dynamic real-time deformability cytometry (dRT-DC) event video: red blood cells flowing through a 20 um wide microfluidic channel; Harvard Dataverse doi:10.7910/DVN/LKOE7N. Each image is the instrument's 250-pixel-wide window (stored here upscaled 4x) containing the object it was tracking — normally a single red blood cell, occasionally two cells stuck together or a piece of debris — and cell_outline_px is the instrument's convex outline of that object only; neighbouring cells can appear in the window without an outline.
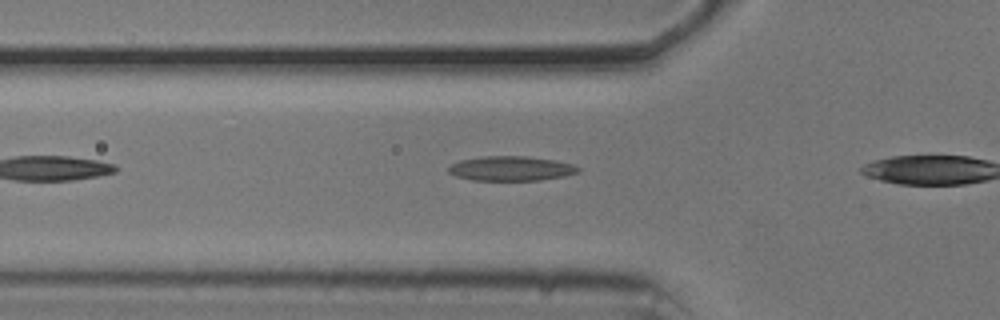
{"species": "common noctule bat (a hibernating species)", "species_latin": "Nyctalus noctula", "temperature_condition": "cold", "stored_images_in_passage": 7, "camera_frame_rate_fps": 3000, "um_per_image_px": 0.085, "animal": {"sex": "male", "body_mass_g": 20.5, "forearm_length_mm": 52.5}, "frame": {"image": 1, "passage_image": 6, "time_ms": 1.667, "image_size_px": [1000, 320], "cell_outline_px": [[580, 172], [564, 176], [540, 180], [472, 180], [456, 176], [448, 172], [448, 168], [452, 164], [460, 160], [484, 156], [528, 156], [556, 160], [572, 164], [580, 168]], "centroid_in_image_um": [43.46, 14.32], "position_along_channel_um": 82.3, "area_um2": 18.61}}